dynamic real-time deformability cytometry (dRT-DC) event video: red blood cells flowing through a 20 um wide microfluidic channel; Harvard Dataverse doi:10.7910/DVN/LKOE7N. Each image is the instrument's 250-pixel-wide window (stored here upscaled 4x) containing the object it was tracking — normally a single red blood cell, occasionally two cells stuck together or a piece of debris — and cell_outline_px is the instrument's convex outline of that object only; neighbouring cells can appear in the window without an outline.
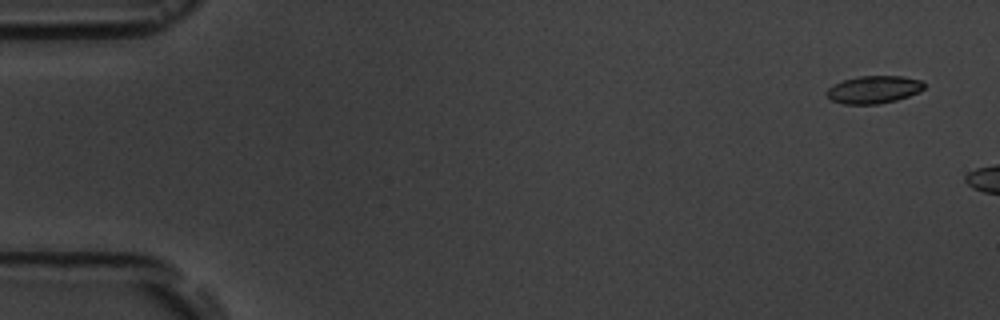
{"species": "common noctule bat (a hibernating species)", "species_latin": "Nyctalus noctula", "temperature_condition": "room temperature", "stored_images_in_passage": 3, "camera_frame_rate_fps": 3000, "um_per_image_px": 0.085, "animal": {"sex": "male", "body_mass_g": 19.5, "forearm_length_mm": 54.6}, "frame": {"image": 1, "passage_image": 1, "time_ms": 0.0, "image_size_px": [1000, 320], "cell_outline_px": [[924, 88], [908, 96], [896, 100], [876, 104], [844, 104], [832, 100], [824, 92], [832, 84], [844, 80], [860, 76], [900, 76], [920, 80], [924, 84]], "centroid_in_image_um": [74.22, 7.61], "position_along_channel_um": 10.8, "area_um2": 15.49}}